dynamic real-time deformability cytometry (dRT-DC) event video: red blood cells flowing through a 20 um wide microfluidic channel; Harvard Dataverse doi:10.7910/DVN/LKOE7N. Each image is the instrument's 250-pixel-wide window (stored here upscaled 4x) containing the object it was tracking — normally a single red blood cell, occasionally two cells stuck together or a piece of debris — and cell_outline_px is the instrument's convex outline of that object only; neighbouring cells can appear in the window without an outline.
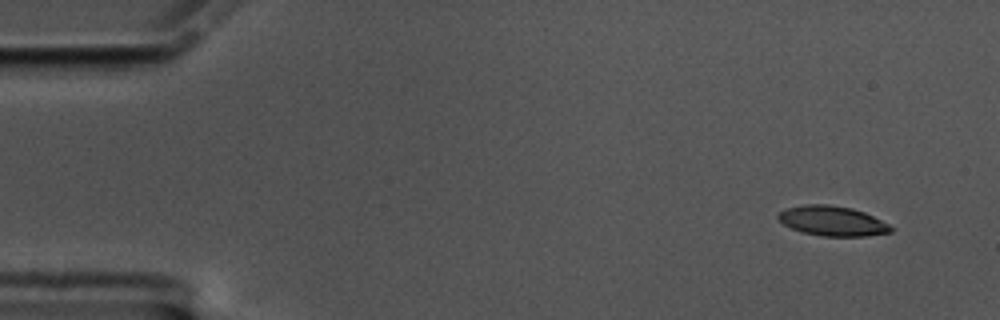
{"species": "common noctule bat (a hibernating species)", "species_latin": "Nyctalus noctula", "temperature_condition": "cold", "stored_images_in_passage": 56, "camera_frame_rate_fps": 3000, "um_per_image_px": 0.085, "animal": {"sex": "male", "body_mass_g": 17.5, "forearm_length_mm": 52.3}, "frame": {"image": 1, "passage_image": 1, "time_ms": 0.0, "image_size_px": [1000, 320], "cell_outline_px": [[896, 228], [892, 232], [864, 236], [820, 236], [804, 232], [792, 228], [784, 224], [776, 216], [780, 212], [788, 208], [804, 204], [828, 204], [852, 208], [864, 212]], "centroid_in_image_um": [70.78, 18.78], "position_along_channel_um": 14.2, "area_um2": 19.48}}
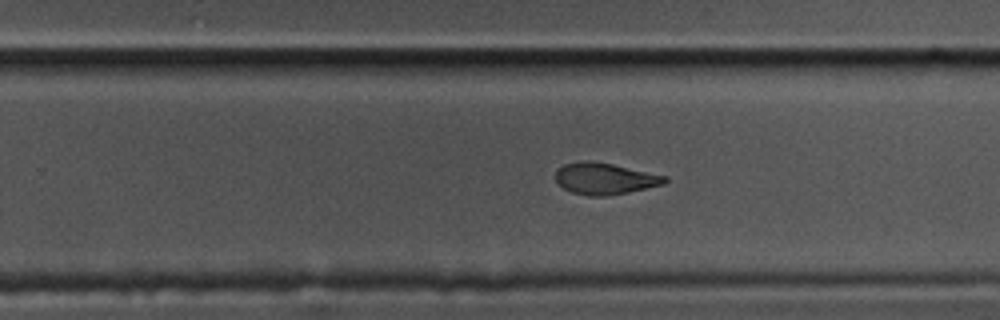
{"frame": {"image": 2, "passage_image": 34, "time_ms": 11.0, "image_size_px": [1000, 320], "cell_outline_px": [[668, 180], [664, 184], [628, 192], [608, 196], [588, 196], [572, 192], [564, 188], [556, 180], [556, 168], [564, 164], [592, 160], [612, 164], [668, 176]], "centroid_in_image_um": [51.42, 15.18], "position_along_channel_um": 278.4, "area_um2": 20.0}}
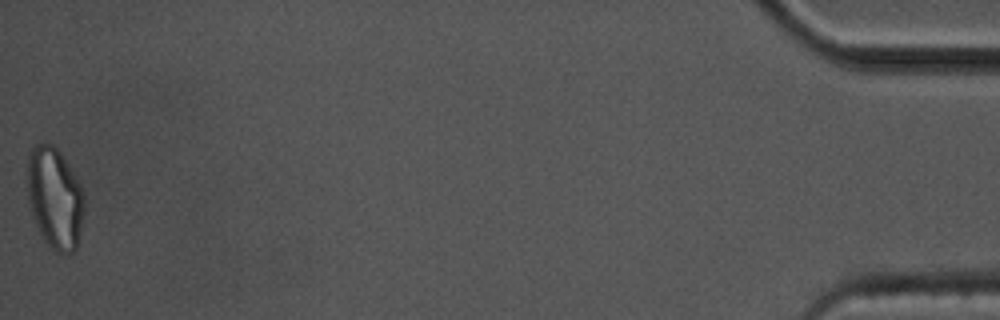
{"frame": {"image": 3, "passage_image": 56, "time_ms": 18.333, "image_size_px": [1000, 320], "cell_outline_px": [[84, 212], [80, 236], [76, 248], [72, 252], [56, 252], [44, 240], [36, 224], [28, 200], [28, 156], [32, 148], [36, 144], [52, 144], [60, 152], [68, 164], [80, 184], [84, 192]], "centroid_in_image_um": [4.68, 16.84], "position_along_channel_um": 430.5, "area_um2": 33.35}, "authors_computed_cell_mechanics": {"area_um2": 20.7502, "velocity_mm_per_s": 3.404, "shape_relaxation_time_tau1_ms": 9.0677, "shape_relaxation_time_tau2_ms": 3.272, "deformation_change_tau1": 0.2172, "deformation_change_tau2": 0.0973}}